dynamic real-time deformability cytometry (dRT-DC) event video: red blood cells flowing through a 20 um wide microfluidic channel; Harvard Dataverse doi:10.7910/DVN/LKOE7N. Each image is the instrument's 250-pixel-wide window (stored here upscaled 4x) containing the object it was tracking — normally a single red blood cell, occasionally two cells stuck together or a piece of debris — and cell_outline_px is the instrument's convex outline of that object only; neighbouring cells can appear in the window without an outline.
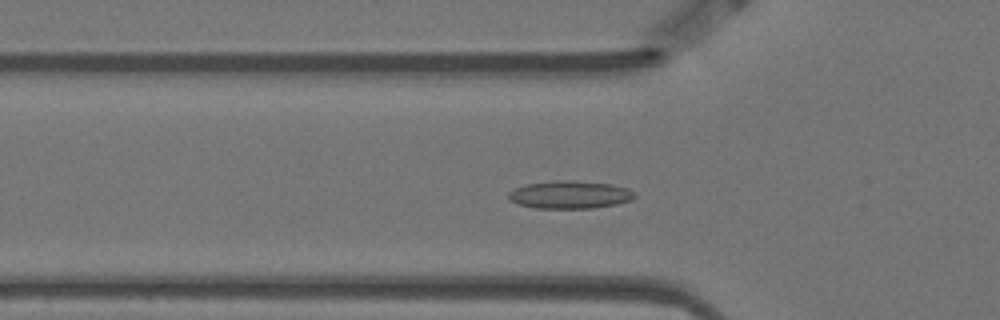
{"species": "Egyptian fruit bat (a non-hibernating species)", "species_latin": "Rousettus aegyptiacus", "temperature_condition": "warm", "stored_images_in_passage": 57, "camera_frame_rate_fps": 3000, "um_per_image_px": 0.085, "animal": {"sex": "female"}, "frame": {"image": 1, "passage_image": 18, "time_ms": 5.667, "image_size_px": [1000, 320], "cell_outline_px": [[636, 196], [632, 200], [616, 204], [592, 208], [536, 208], [516, 204], [508, 200], [508, 192], [516, 188], [528, 184], [556, 180], [576, 180], [612, 184], [628, 188]], "centroid_in_image_um": [48.42, 16.55], "position_along_channel_um": 77.4, "area_um2": 20.52}}
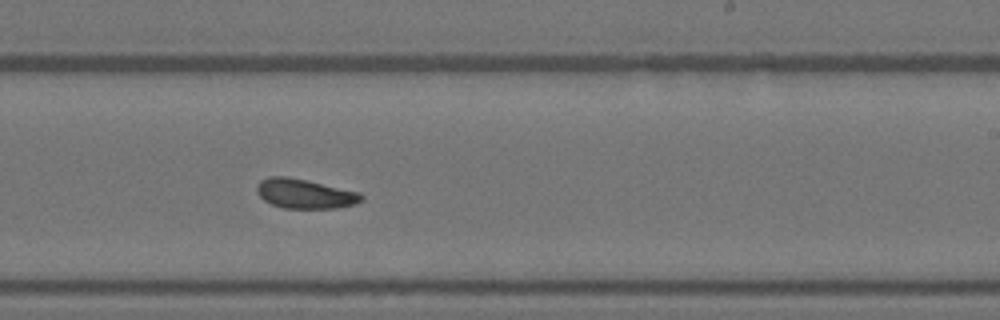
{"frame": {"image": 2, "passage_image": 34, "time_ms": 11.0, "image_size_px": [1000, 320], "cell_outline_px": [[364, 196], [356, 204], [336, 208], [284, 208], [272, 204], [264, 200], [256, 192], [256, 184], [260, 180], [268, 176], [288, 176], [308, 180], [360, 192]], "centroid_in_image_um": [25.89, 16.45], "position_along_channel_um": 263.1, "area_um2": 18.15}}
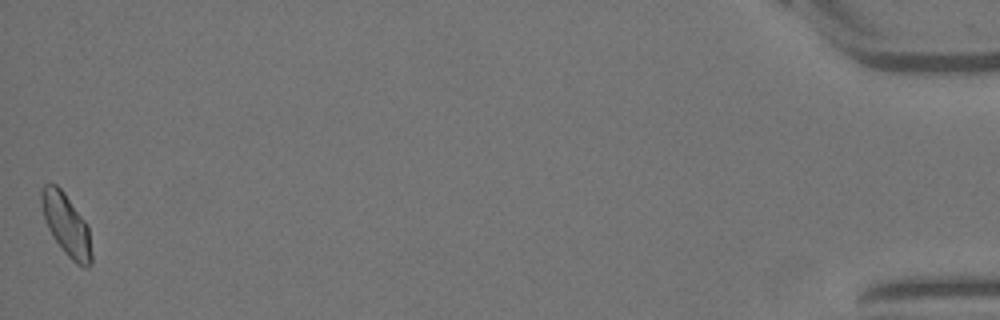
{"frame": {"image": 3, "passage_image": 57, "time_ms": 18.667, "image_size_px": [1000, 320], "cell_outline_px": [[92, 264], [88, 268], [84, 268], [76, 264], [64, 252], [52, 236], [48, 228], [44, 216], [40, 200], [40, 192], [44, 184], [56, 184], [64, 192], [88, 224], [92, 252]], "centroid_in_image_um": [5.66, 19.13], "position_along_channel_um": 429.5, "area_um2": 18.26}, "authors_computed_cell_mechanics": {"area_um2": 18.1492, "velocity_mm_per_s": 3.4639, "shape_relaxation_time_tau1_ms": 4.4464, "shape_relaxation_time_tau2_ms": 3.5184, "deformation_change_tau1": 0.1042, "deformation_change_tau2": 0.0811}}